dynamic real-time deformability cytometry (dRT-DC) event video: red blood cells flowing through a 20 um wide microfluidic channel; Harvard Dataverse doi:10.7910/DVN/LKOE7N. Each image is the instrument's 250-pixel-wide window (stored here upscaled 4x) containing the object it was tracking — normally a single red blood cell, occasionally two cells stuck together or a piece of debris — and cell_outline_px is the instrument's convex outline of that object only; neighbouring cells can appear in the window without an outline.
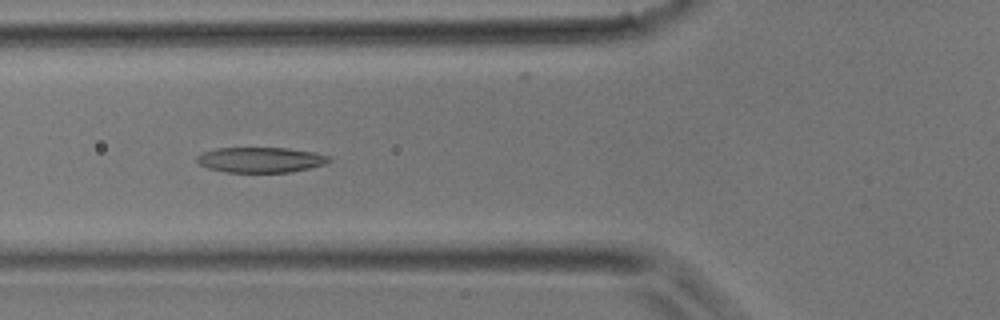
{"species": "common noctule bat (a hibernating species)", "species_latin": "Nyctalus noctula", "temperature_condition": "room temperature", "stored_images_in_passage": 39, "camera_frame_rate_fps": 3000, "um_per_image_px": 0.085, "animal": {"sex": "male", "body_mass_g": 17.9}, "frame": {"image": 1, "passage_image": 14, "time_ms": 4.333, "image_size_px": [1000, 320], "cell_outline_px": [[332, 160], [324, 164], [292, 172], [224, 172], [208, 168], [200, 164], [196, 160], [196, 156], [204, 152], [216, 148], [288, 148], [316, 152], [328, 156]], "centroid_in_image_um": [22.15, 13.58], "position_along_channel_um": 103.6, "area_um2": 19.48}}
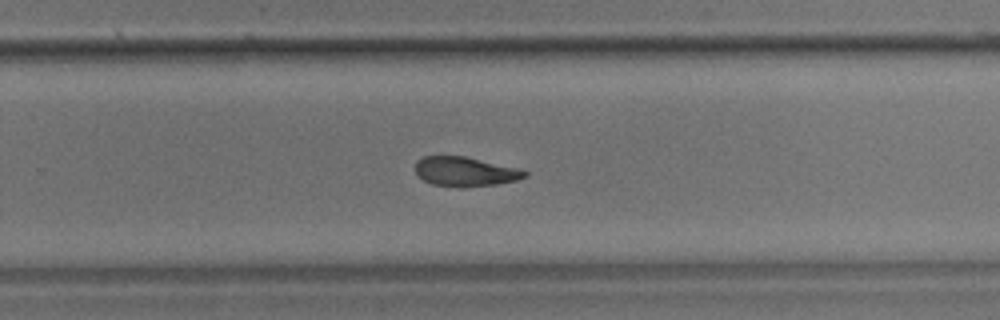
{"frame": {"image": 2, "passage_image": 25, "time_ms": 8.0, "image_size_px": [1000, 320], "cell_outline_px": [[528, 176], [516, 180], [496, 184], [460, 188], [432, 184], [424, 180], [416, 172], [416, 160], [424, 156], [464, 156], [516, 168], [528, 172]], "centroid_in_image_um": [39.52, 14.59], "position_along_channel_um": 290.3, "area_um2": 18.61}}
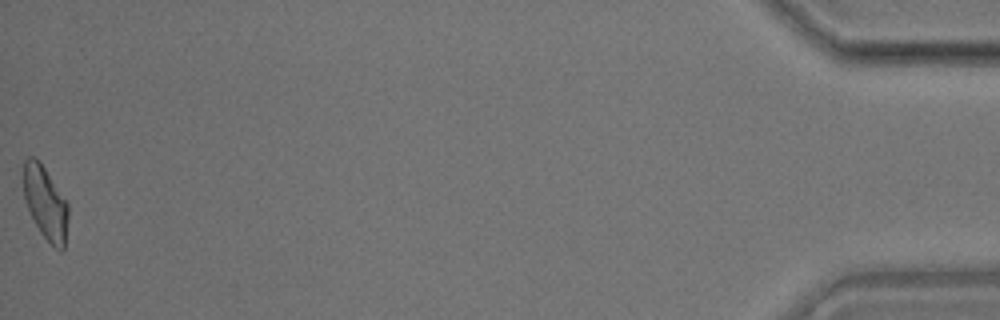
{"frame": {"image": 3, "passage_image": 39, "time_ms": 12.667, "image_size_px": [1000, 320], "cell_outline_px": [[68, 216], [64, 248], [60, 252], [40, 232], [24, 200], [24, 160], [28, 156], [36, 156], [40, 160], [68, 204]], "centroid_in_image_um": [3.86, 17.21], "position_along_channel_um": 431.3, "area_um2": 18.9}}